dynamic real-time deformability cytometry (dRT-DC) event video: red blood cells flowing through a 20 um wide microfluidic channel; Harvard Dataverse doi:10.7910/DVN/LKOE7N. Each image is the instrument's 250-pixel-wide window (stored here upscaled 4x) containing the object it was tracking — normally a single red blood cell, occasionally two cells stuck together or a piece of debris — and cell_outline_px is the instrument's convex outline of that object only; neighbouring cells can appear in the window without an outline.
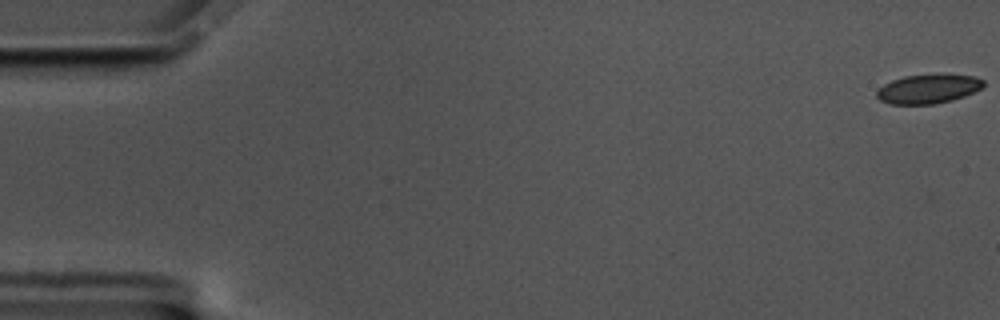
{"species": "common noctule bat (a hibernating species)", "species_latin": "Nyctalus noctula", "temperature_condition": "cold", "stored_images_in_passage": 9, "camera_frame_rate_fps": 3000, "um_per_image_px": 0.085, "animal": {"sex": "male", "body_mass_g": 17.5, "forearm_length_mm": 52.3}, "frame": {"image": 1, "passage_image": 1, "time_ms": 0.0, "image_size_px": [1000, 320], "cell_outline_px": [[984, 84], [980, 88], [964, 96], [952, 100], [932, 104], [888, 104], [880, 100], [876, 96], [876, 92], [884, 84], [892, 80], [904, 76], [936, 72], [976, 76], [984, 80]], "centroid_in_image_um": [78.9, 7.52], "position_along_channel_um": 6.1, "area_um2": 18.55}}